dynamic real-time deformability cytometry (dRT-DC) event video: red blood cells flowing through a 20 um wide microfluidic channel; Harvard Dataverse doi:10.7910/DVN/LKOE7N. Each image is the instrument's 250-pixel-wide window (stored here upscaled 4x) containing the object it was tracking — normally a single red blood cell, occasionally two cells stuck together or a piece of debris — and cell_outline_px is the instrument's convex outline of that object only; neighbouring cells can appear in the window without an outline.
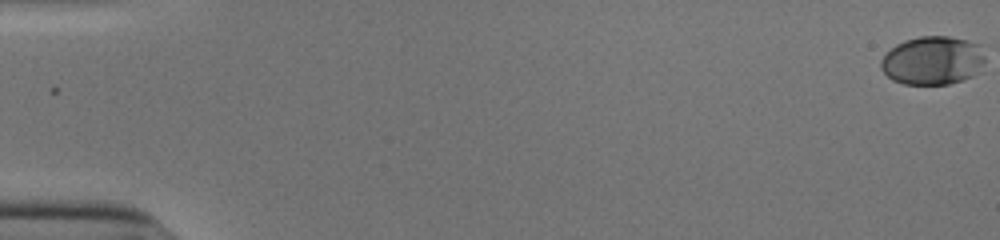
{"species": "human", "species_latin": "Homo sapiens", "temperature_condition": "cold", "stored_images_in_passage": 49, "camera_frame_rate_fps": 3000, "um_per_image_px": 0.085, "donor": {"sex": "male"}, "frame": {"image": 1, "passage_image": 1, "time_ms": 0.0, "image_size_px": [1000, 240], "cell_outline_px": [[984, 60], [980, 72], [964, 80], [948, 84], [904, 84], [892, 80], [880, 68], [880, 60], [896, 44], [904, 40], [920, 36], [948, 36], [980, 44], [984, 56]], "centroid_in_image_um": [79.28, 5.15], "position_along_channel_um": 5.7, "area_um2": 29.59}}
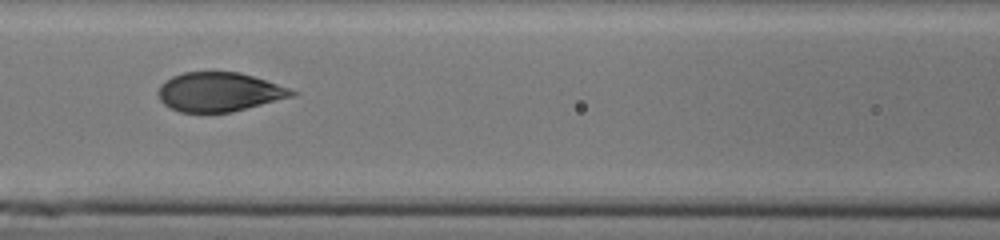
{"frame": {"image": 2, "passage_image": 26, "time_ms": 8.333, "image_size_px": [1000, 240], "cell_outline_px": [[296, 96], [232, 112], [180, 112], [164, 104], [160, 100], [156, 92], [160, 84], [172, 76], [184, 72], [240, 72], [288, 88], [296, 92]], "centroid_in_image_um": [18.6, 7.82], "position_along_channel_um": 148.0, "area_um2": 30.4}}
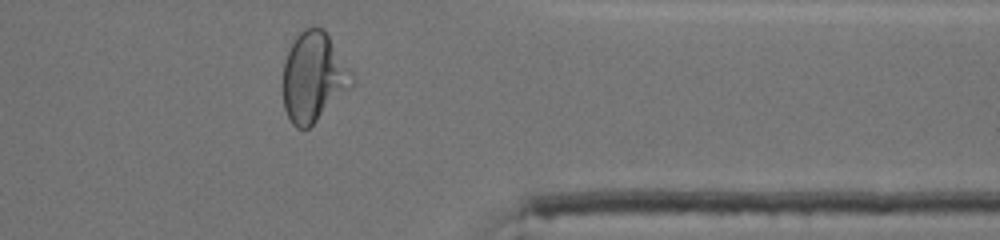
{"frame": {"image": 3, "passage_image": 45, "time_ms": 14.667, "image_size_px": [1000, 240], "cell_outline_px": [[356, 80], [308, 128], [296, 128], [292, 124], [284, 108], [284, 60], [296, 36], [304, 28], [312, 24], [316, 24], [324, 28], [356, 76]], "centroid_in_image_um": [26.66, 6.47], "position_along_channel_um": 384.7, "area_um2": 35.78}, "authors_computed_cell_mechanics": {"area_um2": 31.3276, "velocity_mm_per_s": 3.9027, "shape_relaxation_time_tau1_ms": 3.2778, "shape_relaxation_time_tau2_ms": null, "deformation_change_tau1": 0.1666, "deformation_change_tau2": null}}